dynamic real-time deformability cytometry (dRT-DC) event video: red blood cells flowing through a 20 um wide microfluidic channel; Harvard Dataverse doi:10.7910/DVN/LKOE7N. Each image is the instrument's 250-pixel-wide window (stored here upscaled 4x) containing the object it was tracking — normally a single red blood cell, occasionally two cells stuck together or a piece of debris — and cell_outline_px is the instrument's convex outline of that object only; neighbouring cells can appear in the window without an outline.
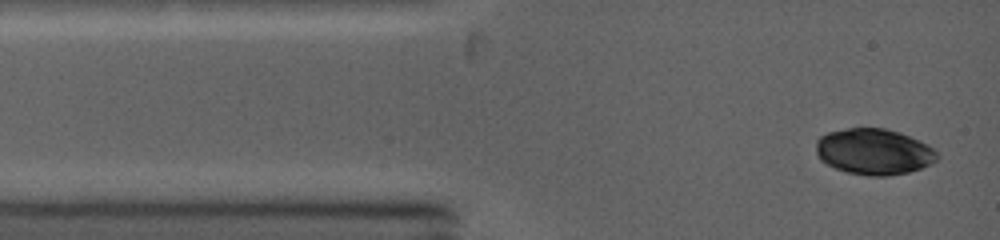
{"species": "common noctule bat (a hibernating species)", "species_latin": "Nyctalus noctula", "temperature_condition": "warm", "stored_images_in_passage": 54, "camera_frame_rate_fps": 5000, "um_per_image_px": 0.085, "animal": {"sex": "female", "body_mass_g": 19.0, "forearm_length_mm": 53.3}, "frame": {"image": 1, "passage_image": 1, "time_ms": 0.0, "image_size_px": [1000, 240], "cell_outline_px": [[940, 156], [932, 164], [908, 172], [888, 176], [868, 176], [848, 172], [836, 168], [820, 160], [816, 156], [816, 140], [820, 136], [828, 132], [848, 128], [884, 128], [900, 132], [928, 144]], "centroid_in_image_um": [74.28, 12.89], "position_along_channel_um": 10.7, "area_um2": 32.6}}
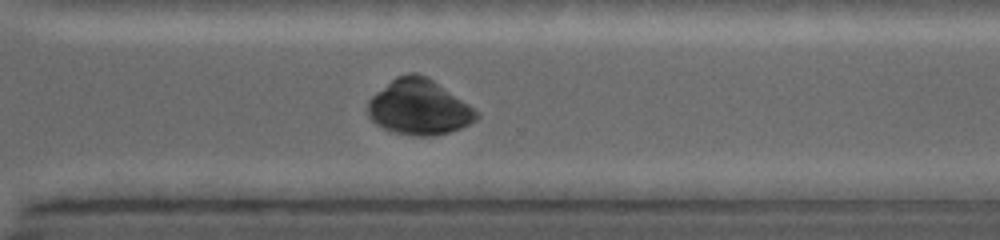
{"frame": {"image": 2, "passage_image": 46, "time_ms": 8.8, "image_size_px": [1000, 240], "cell_outline_px": [[480, 116], [476, 120], [460, 128], [448, 132], [432, 136], [416, 136], [392, 132], [376, 124], [368, 116], [368, 100], [376, 92], [396, 76], [408, 72], [416, 72], [432, 80], [480, 112]], "centroid_in_image_um": [35.6, 9.12], "position_along_channel_um": 335.0, "area_um2": 34.85}}
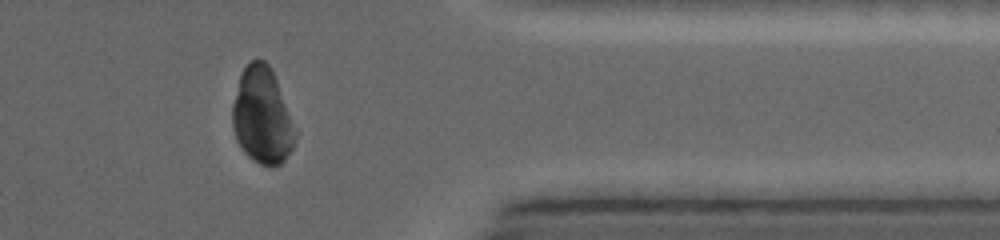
{"frame": {"image": 3, "passage_image": 54, "time_ms": 10.4, "image_size_px": [1000, 240], "cell_outline_px": [[296, 144], [284, 160], [280, 164], [260, 164], [248, 156], [244, 152], [236, 140], [232, 128], [232, 104], [240, 76], [244, 68], [256, 56], [264, 60], [272, 68], [296, 132]], "centroid_in_image_um": [22.27, 9.83], "position_along_channel_um": 389.1, "area_um2": 35.14}}